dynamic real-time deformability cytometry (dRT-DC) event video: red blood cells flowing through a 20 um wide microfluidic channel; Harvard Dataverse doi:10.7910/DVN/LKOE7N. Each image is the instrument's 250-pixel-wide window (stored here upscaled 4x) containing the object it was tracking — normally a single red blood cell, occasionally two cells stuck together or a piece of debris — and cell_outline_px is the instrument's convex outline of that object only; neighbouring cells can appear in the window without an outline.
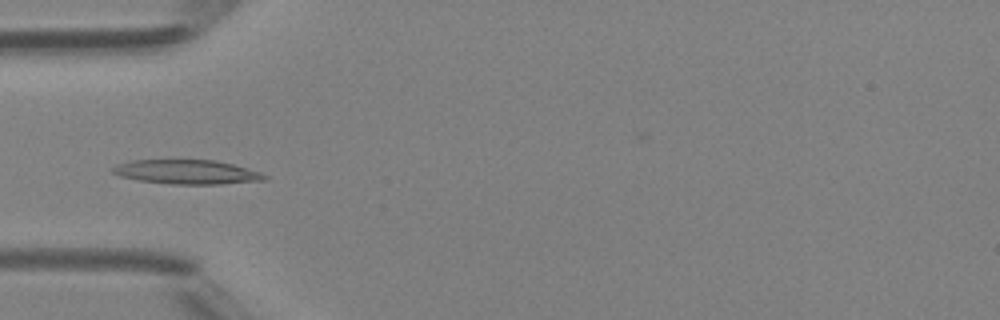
{"species": "Egyptian fruit bat (a non-hibernating species)", "species_latin": "Rousettus aegyptiacus", "temperature_condition": "room temperature", "stored_images_in_passage": 47, "camera_frame_rate_fps": 3000, "um_per_image_px": 0.085, "animal": {"sex": "female"}, "frame": {"image": 1, "passage_image": 15, "time_ms": 4.667, "image_size_px": [1000, 320], "cell_outline_px": [[268, 176], [264, 180], [220, 184], [172, 184], [140, 180], [120, 176], [112, 172], [112, 168], [116, 164], [132, 160], [216, 160], [232, 164], [260, 172]], "centroid_in_image_um": [15.87, 14.61], "position_along_channel_um": 69.1, "area_um2": 21.27}}
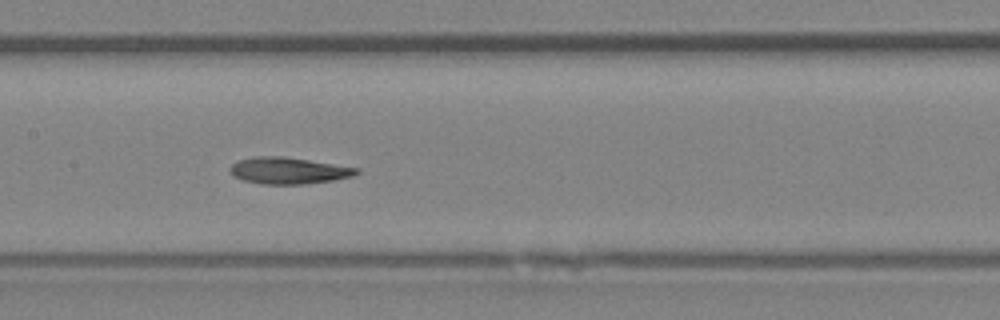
{"frame": {"image": 2, "passage_image": 23, "time_ms": 7.333, "image_size_px": [1000, 320], "cell_outline_px": [[360, 172], [352, 176], [332, 180], [304, 184], [260, 184], [244, 180], [232, 176], [228, 168], [236, 160], [252, 156], [280, 156], [308, 160], [360, 168]], "centroid_in_image_um": [24.46, 14.5], "position_along_channel_um": 182.9, "area_um2": 19.65}}
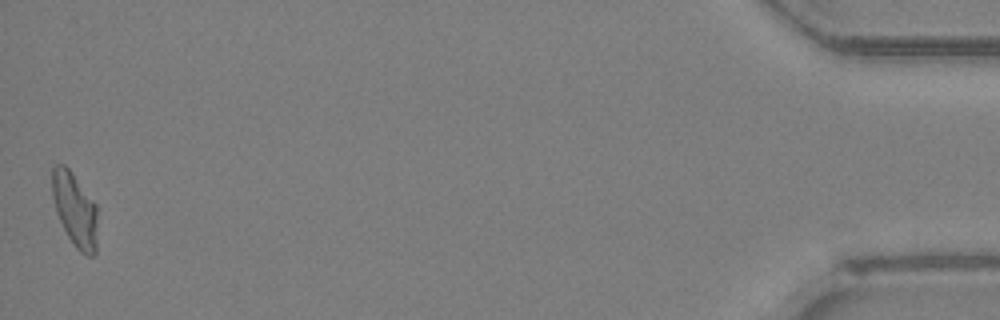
{"frame": {"image": 3, "passage_image": 47, "time_ms": 15.333, "image_size_px": [1000, 320], "cell_outline_px": [[96, 252], [92, 256], [88, 256], [80, 252], [72, 244], [56, 212], [52, 196], [52, 168], [56, 164], [64, 164], [72, 172], [96, 204]], "centroid_in_image_um": [6.35, 17.81], "position_along_channel_um": 428.8, "area_um2": 19.42}, "authors_computed_cell_mechanics": {"area_um2": 19.941, "velocity_mm_per_s": 4.278, "shape_relaxation_time_tau1_ms": 6.2659, "shape_relaxation_time_tau2_ms": 3.9454, "deformation_change_tau1": 0.1893, "deformation_change_tau2": 0.1088}}